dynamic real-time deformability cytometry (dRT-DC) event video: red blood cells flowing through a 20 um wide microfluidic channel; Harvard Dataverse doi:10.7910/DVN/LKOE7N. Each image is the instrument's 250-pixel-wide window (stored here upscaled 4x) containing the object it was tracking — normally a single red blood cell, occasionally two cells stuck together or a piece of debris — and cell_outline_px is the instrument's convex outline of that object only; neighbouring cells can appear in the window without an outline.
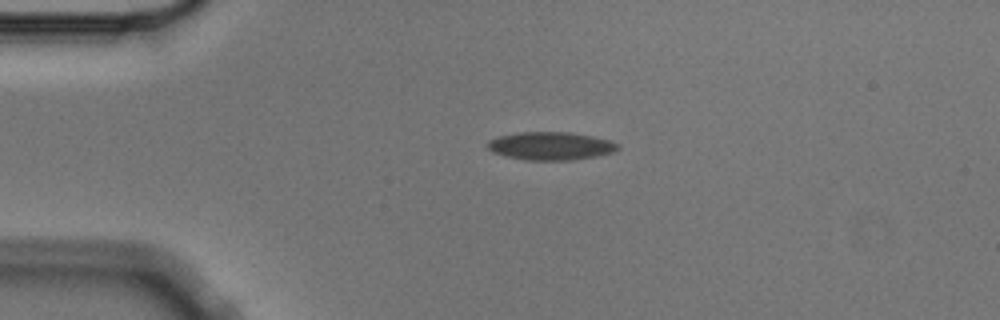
{"species": "Egyptian fruit bat (a non-hibernating species)", "species_latin": "Rousettus aegyptiacus", "temperature_condition": "cold", "stored_images_in_passage": 2, "camera_frame_rate_fps": 3000, "um_per_image_px": 0.085, "animal": {"sex": "male"}, "frame": {"image": 1, "passage_image": 1, "time_ms": 0.0, "image_size_px": [1000, 320], "cell_outline_px": [[620, 148], [612, 152], [596, 156], [572, 160], [528, 160], [504, 156], [492, 152], [484, 144], [488, 140], [496, 136], [516, 132], [568, 132], [592, 136], [608, 140], [620, 144]], "centroid_in_image_um": [46.75, 12.4], "position_along_channel_um": 38.3, "area_um2": 21.5}}